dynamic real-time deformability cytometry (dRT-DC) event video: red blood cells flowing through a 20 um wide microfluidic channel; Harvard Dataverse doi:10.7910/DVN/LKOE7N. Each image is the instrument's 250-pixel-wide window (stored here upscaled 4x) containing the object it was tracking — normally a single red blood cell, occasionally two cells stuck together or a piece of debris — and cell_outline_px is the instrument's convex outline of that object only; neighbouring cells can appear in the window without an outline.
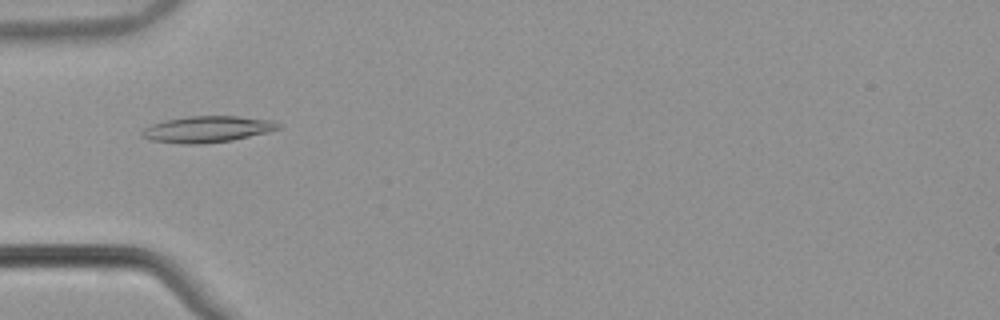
{"species": "common noctule bat (a hibernating species)", "species_latin": "Nyctalus noctula", "temperature_condition": "warm", "stored_images_in_passage": 37, "camera_frame_rate_fps": 3000, "um_per_image_px": 0.085, "animal": {"sex": "male", "body_mass_g": 21.5, "forearm_length_mm": 52.0}, "frame": {"image": 1, "passage_image": 1, "time_ms": 0.0, "image_size_px": [1000, 320], "cell_outline_px": [[280, 128], [268, 132], [232, 140], [204, 144], [184, 144], [148, 140], [140, 136], [140, 132], [144, 128], [152, 124], [164, 120], [188, 116], [236, 116], [272, 120], [280, 124]], "centroid_in_image_um": [17.57, 10.99], "position_along_channel_um": 67.4, "area_um2": 21.04}}
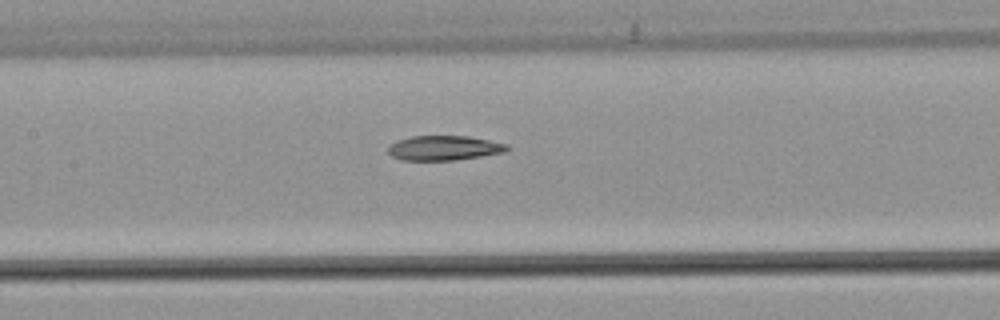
{"frame": {"image": 2, "passage_image": 9, "time_ms": 2.667, "image_size_px": [1000, 320], "cell_outline_px": [[508, 148], [504, 152], [456, 160], [400, 160], [392, 156], [388, 152], [388, 148], [396, 140], [412, 136], [468, 136], [508, 144]], "centroid_in_image_um": [37.71, 12.58], "position_along_channel_um": 169.7, "area_um2": 16.99}}
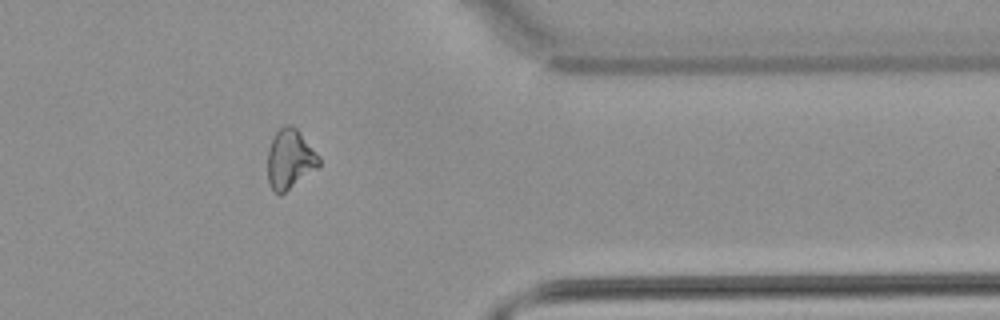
{"frame": {"image": 3, "passage_image": 27, "time_ms": 8.667, "image_size_px": [1000, 320], "cell_outline_px": [[320, 164], [316, 168], [280, 196], [272, 188], [268, 180], [268, 148], [276, 132], [284, 124], [292, 124], [300, 132], [320, 156]], "centroid_in_image_um": [24.64, 13.5], "position_along_channel_um": 386.8, "area_um2": 17.69}, "authors_computed_cell_mechanics": {"area_um2": 17.9758, "velocity_mm_per_s": 3.8565, "shape_relaxation_time_tau1_ms": null, "shape_relaxation_time_tau2_ms": 8.128, "deformation_change_tau1": null, "deformation_change_tau2": 0.1688}}